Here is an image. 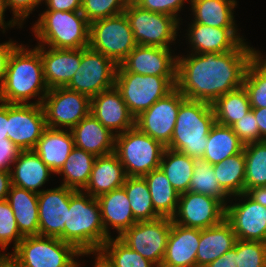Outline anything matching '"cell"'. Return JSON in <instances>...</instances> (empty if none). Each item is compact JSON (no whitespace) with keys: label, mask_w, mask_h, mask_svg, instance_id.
<instances>
[{"label":"cell","mask_w":266,"mask_h":267,"mask_svg":"<svg viewBox=\"0 0 266 267\" xmlns=\"http://www.w3.org/2000/svg\"><path fill=\"white\" fill-rule=\"evenodd\" d=\"M13 166L14 170L10 171L11 185L37 194L42 191L38 188L54 173L34 150H21Z\"/></svg>","instance_id":"27"},{"label":"cell","mask_w":266,"mask_h":267,"mask_svg":"<svg viewBox=\"0 0 266 267\" xmlns=\"http://www.w3.org/2000/svg\"><path fill=\"white\" fill-rule=\"evenodd\" d=\"M137 45L170 48L175 41L179 21L170 16L151 12L136 4H127L124 11Z\"/></svg>","instance_id":"11"},{"label":"cell","mask_w":266,"mask_h":267,"mask_svg":"<svg viewBox=\"0 0 266 267\" xmlns=\"http://www.w3.org/2000/svg\"><path fill=\"white\" fill-rule=\"evenodd\" d=\"M231 128L244 145L264 141L260 136L259 127L252 110L239 119V121L235 122Z\"/></svg>","instance_id":"46"},{"label":"cell","mask_w":266,"mask_h":267,"mask_svg":"<svg viewBox=\"0 0 266 267\" xmlns=\"http://www.w3.org/2000/svg\"><path fill=\"white\" fill-rule=\"evenodd\" d=\"M1 252V251H0ZM4 256H6V254H0V260L4 257Z\"/></svg>","instance_id":"61"},{"label":"cell","mask_w":266,"mask_h":267,"mask_svg":"<svg viewBox=\"0 0 266 267\" xmlns=\"http://www.w3.org/2000/svg\"><path fill=\"white\" fill-rule=\"evenodd\" d=\"M184 1L185 0H139L135 4L151 12L170 15L179 21L177 13L183 7Z\"/></svg>","instance_id":"47"},{"label":"cell","mask_w":266,"mask_h":267,"mask_svg":"<svg viewBox=\"0 0 266 267\" xmlns=\"http://www.w3.org/2000/svg\"><path fill=\"white\" fill-rule=\"evenodd\" d=\"M184 99L185 96L175 87L136 117L135 126L166 147L171 141L179 107Z\"/></svg>","instance_id":"14"},{"label":"cell","mask_w":266,"mask_h":267,"mask_svg":"<svg viewBox=\"0 0 266 267\" xmlns=\"http://www.w3.org/2000/svg\"><path fill=\"white\" fill-rule=\"evenodd\" d=\"M246 194L255 202L266 207V185L253 187Z\"/></svg>","instance_id":"56"},{"label":"cell","mask_w":266,"mask_h":267,"mask_svg":"<svg viewBox=\"0 0 266 267\" xmlns=\"http://www.w3.org/2000/svg\"><path fill=\"white\" fill-rule=\"evenodd\" d=\"M75 190L61 185L38 193L39 235L65 241L70 195Z\"/></svg>","instance_id":"17"},{"label":"cell","mask_w":266,"mask_h":267,"mask_svg":"<svg viewBox=\"0 0 266 267\" xmlns=\"http://www.w3.org/2000/svg\"><path fill=\"white\" fill-rule=\"evenodd\" d=\"M235 196L245 200L227 205L225 219L231 224L237 239L266 242V207L246 193Z\"/></svg>","instance_id":"18"},{"label":"cell","mask_w":266,"mask_h":267,"mask_svg":"<svg viewBox=\"0 0 266 267\" xmlns=\"http://www.w3.org/2000/svg\"><path fill=\"white\" fill-rule=\"evenodd\" d=\"M42 107L46 127L54 129L67 127L71 130L90 113L91 99L66 87H57L48 90Z\"/></svg>","instance_id":"12"},{"label":"cell","mask_w":266,"mask_h":267,"mask_svg":"<svg viewBox=\"0 0 266 267\" xmlns=\"http://www.w3.org/2000/svg\"><path fill=\"white\" fill-rule=\"evenodd\" d=\"M105 232L97 198L75 190L70 195L65 223V242L83 255L96 254L110 238Z\"/></svg>","instance_id":"3"},{"label":"cell","mask_w":266,"mask_h":267,"mask_svg":"<svg viewBox=\"0 0 266 267\" xmlns=\"http://www.w3.org/2000/svg\"><path fill=\"white\" fill-rule=\"evenodd\" d=\"M237 267H266V242L237 239Z\"/></svg>","instance_id":"44"},{"label":"cell","mask_w":266,"mask_h":267,"mask_svg":"<svg viewBox=\"0 0 266 267\" xmlns=\"http://www.w3.org/2000/svg\"><path fill=\"white\" fill-rule=\"evenodd\" d=\"M189 29L188 42H191L194 53H225L235 50L244 41L237 28H219L193 22Z\"/></svg>","instance_id":"23"},{"label":"cell","mask_w":266,"mask_h":267,"mask_svg":"<svg viewBox=\"0 0 266 267\" xmlns=\"http://www.w3.org/2000/svg\"><path fill=\"white\" fill-rule=\"evenodd\" d=\"M225 215L226 206L220 200L187 191L180 194L172 221L188 228L205 229L222 222Z\"/></svg>","instance_id":"15"},{"label":"cell","mask_w":266,"mask_h":267,"mask_svg":"<svg viewBox=\"0 0 266 267\" xmlns=\"http://www.w3.org/2000/svg\"><path fill=\"white\" fill-rule=\"evenodd\" d=\"M126 0H82L81 13L89 23L124 13Z\"/></svg>","instance_id":"43"},{"label":"cell","mask_w":266,"mask_h":267,"mask_svg":"<svg viewBox=\"0 0 266 267\" xmlns=\"http://www.w3.org/2000/svg\"><path fill=\"white\" fill-rule=\"evenodd\" d=\"M0 267H19L9 256H4L0 260Z\"/></svg>","instance_id":"58"},{"label":"cell","mask_w":266,"mask_h":267,"mask_svg":"<svg viewBox=\"0 0 266 267\" xmlns=\"http://www.w3.org/2000/svg\"><path fill=\"white\" fill-rule=\"evenodd\" d=\"M256 52L243 41L225 53L177 56L175 87L186 99L213 104L220 96L243 87L245 72Z\"/></svg>","instance_id":"1"},{"label":"cell","mask_w":266,"mask_h":267,"mask_svg":"<svg viewBox=\"0 0 266 267\" xmlns=\"http://www.w3.org/2000/svg\"><path fill=\"white\" fill-rule=\"evenodd\" d=\"M20 151L10 139L5 138V141H0V170L10 172L11 164L17 159Z\"/></svg>","instance_id":"48"},{"label":"cell","mask_w":266,"mask_h":267,"mask_svg":"<svg viewBox=\"0 0 266 267\" xmlns=\"http://www.w3.org/2000/svg\"><path fill=\"white\" fill-rule=\"evenodd\" d=\"M165 146L142 133L136 126L115 135V153L127 176L143 177L160 168Z\"/></svg>","instance_id":"8"},{"label":"cell","mask_w":266,"mask_h":267,"mask_svg":"<svg viewBox=\"0 0 266 267\" xmlns=\"http://www.w3.org/2000/svg\"><path fill=\"white\" fill-rule=\"evenodd\" d=\"M139 0H126L127 4H135Z\"/></svg>","instance_id":"60"},{"label":"cell","mask_w":266,"mask_h":267,"mask_svg":"<svg viewBox=\"0 0 266 267\" xmlns=\"http://www.w3.org/2000/svg\"><path fill=\"white\" fill-rule=\"evenodd\" d=\"M143 177L148 184L155 211L161 217L173 218L177 210L180 193L173 188L160 168L152 170Z\"/></svg>","instance_id":"33"},{"label":"cell","mask_w":266,"mask_h":267,"mask_svg":"<svg viewBox=\"0 0 266 267\" xmlns=\"http://www.w3.org/2000/svg\"><path fill=\"white\" fill-rule=\"evenodd\" d=\"M215 122L212 104L185 98L180 104L171 141L166 148L202 159L208 134Z\"/></svg>","instance_id":"4"},{"label":"cell","mask_w":266,"mask_h":267,"mask_svg":"<svg viewBox=\"0 0 266 267\" xmlns=\"http://www.w3.org/2000/svg\"><path fill=\"white\" fill-rule=\"evenodd\" d=\"M80 255L73 245L41 235L25 236L12 254H6L19 267H80L74 260Z\"/></svg>","instance_id":"6"},{"label":"cell","mask_w":266,"mask_h":267,"mask_svg":"<svg viewBox=\"0 0 266 267\" xmlns=\"http://www.w3.org/2000/svg\"><path fill=\"white\" fill-rule=\"evenodd\" d=\"M111 267H157L118 237L109 238L97 252Z\"/></svg>","instance_id":"40"},{"label":"cell","mask_w":266,"mask_h":267,"mask_svg":"<svg viewBox=\"0 0 266 267\" xmlns=\"http://www.w3.org/2000/svg\"><path fill=\"white\" fill-rule=\"evenodd\" d=\"M217 123L232 126L251 111V104L244 87L220 96L212 104Z\"/></svg>","instance_id":"36"},{"label":"cell","mask_w":266,"mask_h":267,"mask_svg":"<svg viewBox=\"0 0 266 267\" xmlns=\"http://www.w3.org/2000/svg\"><path fill=\"white\" fill-rule=\"evenodd\" d=\"M17 46L18 45L16 43L10 40L0 44V89L6 74L9 57Z\"/></svg>","instance_id":"51"},{"label":"cell","mask_w":266,"mask_h":267,"mask_svg":"<svg viewBox=\"0 0 266 267\" xmlns=\"http://www.w3.org/2000/svg\"><path fill=\"white\" fill-rule=\"evenodd\" d=\"M207 143L202 160L209 162L211 165L241 153L244 148V144L230 126L217 122L208 134Z\"/></svg>","instance_id":"31"},{"label":"cell","mask_w":266,"mask_h":267,"mask_svg":"<svg viewBox=\"0 0 266 267\" xmlns=\"http://www.w3.org/2000/svg\"><path fill=\"white\" fill-rule=\"evenodd\" d=\"M118 65L101 52L90 47L81 48V62L67 89L90 99L115 85Z\"/></svg>","instance_id":"10"},{"label":"cell","mask_w":266,"mask_h":267,"mask_svg":"<svg viewBox=\"0 0 266 267\" xmlns=\"http://www.w3.org/2000/svg\"><path fill=\"white\" fill-rule=\"evenodd\" d=\"M256 118L260 136L266 140V108H251Z\"/></svg>","instance_id":"55"},{"label":"cell","mask_w":266,"mask_h":267,"mask_svg":"<svg viewBox=\"0 0 266 267\" xmlns=\"http://www.w3.org/2000/svg\"><path fill=\"white\" fill-rule=\"evenodd\" d=\"M171 224L172 218L168 217H160L153 221H138L117 237L145 259L161 267Z\"/></svg>","instance_id":"13"},{"label":"cell","mask_w":266,"mask_h":267,"mask_svg":"<svg viewBox=\"0 0 266 267\" xmlns=\"http://www.w3.org/2000/svg\"><path fill=\"white\" fill-rule=\"evenodd\" d=\"M220 186L231 196L245 193V155L242 151L213 165Z\"/></svg>","instance_id":"38"},{"label":"cell","mask_w":266,"mask_h":267,"mask_svg":"<svg viewBox=\"0 0 266 267\" xmlns=\"http://www.w3.org/2000/svg\"><path fill=\"white\" fill-rule=\"evenodd\" d=\"M237 241L231 224L224 219L217 225L200 229V242L196 254L197 267L209 263L232 249Z\"/></svg>","instance_id":"26"},{"label":"cell","mask_w":266,"mask_h":267,"mask_svg":"<svg viewBox=\"0 0 266 267\" xmlns=\"http://www.w3.org/2000/svg\"><path fill=\"white\" fill-rule=\"evenodd\" d=\"M23 238L8 200L0 201V249L4 251L12 241L15 249Z\"/></svg>","instance_id":"45"},{"label":"cell","mask_w":266,"mask_h":267,"mask_svg":"<svg viewBox=\"0 0 266 267\" xmlns=\"http://www.w3.org/2000/svg\"><path fill=\"white\" fill-rule=\"evenodd\" d=\"M171 53L170 48L137 45L120 66L141 75L176 76L177 56Z\"/></svg>","instance_id":"19"},{"label":"cell","mask_w":266,"mask_h":267,"mask_svg":"<svg viewBox=\"0 0 266 267\" xmlns=\"http://www.w3.org/2000/svg\"><path fill=\"white\" fill-rule=\"evenodd\" d=\"M196 159L168 148H165L160 169L165 173L173 188L181 193L189 191Z\"/></svg>","instance_id":"34"},{"label":"cell","mask_w":266,"mask_h":267,"mask_svg":"<svg viewBox=\"0 0 266 267\" xmlns=\"http://www.w3.org/2000/svg\"><path fill=\"white\" fill-rule=\"evenodd\" d=\"M7 200L20 234L23 237L39 235L38 194L11 185Z\"/></svg>","instance_id":"30"},{"label":"cell","mask_w":266,"mask_h":267,"mask_svg":"<svg viewBox=\"0 0 266 267\" xmlns=\"http://www.w3.org/2000/svg\"><path fill=\"white\" fill-rule=\"evenodd\" d=\"M6 8H7L6 0H0V27L2 28L3 26L2 29H6L7 26L13 27L16 26V24L21 27L22 24L15 17H13V19L10 20L8 23L5 22L3 15L6 11Z\"/></svg>","instance_id":"57"},{"label":"cell","mask_w":266,"mask_h":267,"mask_svg":"<svg viewBox=\"0 0 266 267\" xmlns=\"http://www.w3.org/2000/svg\"><path fill=\"white\" fill-rule=\"evenodd\" d=\"M193 22L219 28H236L234 13L236 0H190ZM235 25V26H234Z\"/></svg>","instance_id":"32"},{"label":"cell","mask_w":266,"mask_h":267,"mask_svg":"<svg viewBox=\"0 0 266 267\" xmlns=\"http://www.w3.org/2000/svg\"><path fill=\"white\" fill-rule=\"evenodd\" d=\"M75 147L97 156L115 152V134L103 126L91 113L71 130Z\"/></svg>","instance_id":"24"},{"label":"cell","mask_w":266,"mask_h":267,"mask_svg":"<svg viewBox=\"0 0 266 267\" xmlns=\"http://www.w3.org/2000/svg\"><path fill=\"white\" fill-rule=\"evenodd\" d=\"M40 52L45 82L49 89L66 87L81 62L80 49H57L43 45L35 47Z\"/></svg>","instance_id":"21"},{"label":"cell","mask_w":266,"mask_h":267,"mask_svg":"<svg viewBox=\"0 0 266 267\" xmlns=\"http://www.w3.org/2000/svg\"><path fill=\"white\" fill-rule=\"evenodd\" d=\"M176 85V76L141 75L117 67L115 87L130 113L136 118L165 97Z\"/></svg>","instance_id":"7"},{"label":"cell","mask_w":266,"mask_h":267,"mask_svg":"<svg viewBox=\"0 0 266 267\" xmlns=\"http://www.w3.org/2000/svg\"><path fill=\"white\" fill-rule=\"evenodd\" d=\"M205 267H237V241L232 249Z\"/></svg>","instance_id":"52"},{"label":"cell","mask_w":266,"mask_h":267,"mask_svg":"<svg viewBox=\"0 0 266 267\" xmlns=\"http://www.w3.org/2000/svg\"><path fill=\"white\" fill-rule=\"evenodd\" d=\"M101 209V219L108 236V225L114 227L120 236L138 221L134 218L124 187L101 194L97 197Z\"/></svg>","instance_id":"28"},{"label":"cell","mask_w":266,"mask_h":267,"mask_svg":"<svg viewBox=\"0 0 266 267\" xmlns=\"http://www.w3.org/2000/svg\"><path fill=\"white\" fill-rule=\"evenodd\" d=\"M11 187V173L0 170V201L7 199Z\"/></svg>","instance_id":"54"},{"label":"cell","mask_w":266,"mask_h":267,"mask_svg":"<svg viewBox=\"0 0 266 267\" xmlns=\"http://www.w3.org/2000/svg\"><path fill=\"white\" fill-rule=\"evenodd\" d=\"M96 255L94 267H111L98 253Z\"/></svg>","instance_id":"59"},{"label":"cell","mask_w":266,"mask_h":267,"mask_svg":"<svg viewBox=\"0 0 266 267\" xmlns=\"http://www.w3.org/2000/svg\"><path fill=\"white\" fill-rule=\"evenodd\" d=\"M199 242L200 229L184 227L172 221L161 267H197Z\"/></svg>","instance_id":"22"},{"label":"cell","mask_w":266,"mask_h":267,"mask_svg":"<svg viewBox=\"0 0 266 267\" xmlns=\"http://www.w3.org/2000/svg\"><path fill=\"white\" fill-rule=\"evenodd\" d=\"M189 191L214 197L225 206L226 197H232L220 186L213 165L202 159H196Z\"/></svg>","instance_id":"42"},{"label":"cell","mask_w":266,"mask_h":267,"mask_svg":"<svg viewBox=\"0 0 266 267\" xmlns=\"http://www.w3.org/2000/svg\"><path fill=\"white\" fill-rule=\"evenodd\" d=\"M127 175L118 155L112 152L107 155L97 156L84 193L97 198L101 194L120 188L125 183Z\"/></svg>","instance_id":"25"},{"label":"cell","mask_w":266,"mask_h":267,"mask_svg":"<svg viewBox=\"0 0 266 267\" xmlns=\"http://www.w3.org/2000/svg\"><path fill=\"white\" fill-rule=\"evenodd\" d=\"M261 55L259 51L255 53L243 81L251 108H266V59Z\"/></svg>","instance_id":"39"},{"label":"cell","mask_w":266,"mask_h":267,"mask_svg":"<svg viewBox=\"0 0 266 267\" xmlns=\"http://www.w3.org/2000/svg\"><path fill=\"white\" fill-rule=\"evenodd\" d=\"M43 0H6L7 7L13 11V16L22 24L35 7Z\"/></svg>","instance_id":"49"},{"label":"cell","mask_w":266,"mask_h":267,"mask_svg":"<svg viewBox=\"0 0 266 267\" xmlns=\"http://www.w3.org/2000/svg\"><path fill=\"white\" fill-rule=\"evenodd\" d=\"M75 147L70 130L46 127L34 151L57 174Z\"/></svg>","instance_id":"29"},{"label":"cell","mask_w":266,"mask_h":267,"mask_svg":"<svg viewBox=\"0 0 266 267\" xmlns=\"http://www.w3.org/2000/svg\"><path fill=\"white\" fill-rule=\"evenodd\" d=\"M90 113L115 135L135 127V117L115 86L91 98Z\"/></svg>","instance_id":"20"},{"label":"cell","mask_w":266,"mask_h":267,"mask_svg":"<svg viewBox=\"0 0 266 267\" xmlns=\"http://www.w3.org/2000/svg\"><path fill=\"white\" fill-rule=\"evenodd\" d=\"M40 52L18 45L11 53L6 74L0 89V101L9 104H28L38 96L34 104H42L48 93ZM39 94L42 96L39 97Z\"/></svg>","instance_id":"2"},{"label":"cell","mask_w":266,"mask_h":267,"mask_svg":"<svg viewBox=\"0 0 266 267\" xmlns=\"http://www.w3.org/2000/svg\"><path fill=\"white\" fill-rule=\"evenodd\" d=\"M45 128L42 104L8 103V139L20 150H34Z\"/></svg>","instance_id":"16"},{"label":"cell","mask_w":266,"mask_h":267,"mask_svg":"<svg viewBox=\"0 0 266 267\" xmlns=\"http://www.w3.org/2000/svg\"><path fill=\"white\" fill-rule=\"evenodd\" d=\"M8 138V103L0 101V141Z\"/></svg>","instance_id":"53"},{"label":"cell","mask_w":266,"mask_h":267,"mask_svg":"<svg viewBox=\"0 0 266 267\" xmlns=\"http://www.w3.org/2000/svg\"><path fill=\"white\" fill-rule=\"evenodd\" d=\"M137 46L125 13L90 23L89 47L117 65Z\"/></svg>","instance_id":"9"},{"label":"cell","mask_w":266,"mask_h":267,"mask_svg":"<svg viewBox=\"0 0 266 267\" xmlns=\"http://www.w3.org/2000/svg\"><path fill=\"white\" fill-rule=\"evenodd\" d=\"M96 156L83 149L74 147L63 167L57 174H63L61 185L74 190H83L89 182Z\"/></svg>","instance_id":"35"},{"label":"cell","mask_w":266,"mask_h":267,"mask_svg":"<svg viewBox=\"0 0 266 267\" xmlns=\"http://www.w3.org/2000/svg\"><path fill=\"white\" fill-rule=\"evenodd\" d=\"M33 26L39 45L57 49L89 47L90 23L81 11L46 10Z\"/></svg>","instance_id":"5"},{"label":"cell","mask_w":266,"mask_h":267,"mask_svg":"<svg viewBox=\"0 0 266 267\" xmlns=\"http://www.w3.org/2000/svg\"><path fill=\"white\" fill-rule=\"evenodd\" d=\"M123 187L137 221H153L161 217L153 207L149 187L144 177L127 176Z\"/></svg>","instance_id":"37"},{"label":"cell","mask_w":266,"mask_h":267,"mask_svg":"<svg viewBox=\"0 0 266 267\" xmlns=\"http://www.w3.org/2000/svg\"><path fill=\"white\" fill-rule=\"evenodd\" d=\"M245 193L253 188L266 185V140L244 145Z\"/></svg>","instance_id":"41"},{"label":"cell","mask_w":266,"mask_h":267,"mask_svg":"<svg viewBox=\"0 0 266 267\" xmlns=\"http://www.w3.org/2000/svg\"><path fill=\"white\" fill-rule=\"evenodd\" d=\"M47 10L54 11H81L82 0H43Z\"/></svg>","instance_id":"50"}]
</instances>
